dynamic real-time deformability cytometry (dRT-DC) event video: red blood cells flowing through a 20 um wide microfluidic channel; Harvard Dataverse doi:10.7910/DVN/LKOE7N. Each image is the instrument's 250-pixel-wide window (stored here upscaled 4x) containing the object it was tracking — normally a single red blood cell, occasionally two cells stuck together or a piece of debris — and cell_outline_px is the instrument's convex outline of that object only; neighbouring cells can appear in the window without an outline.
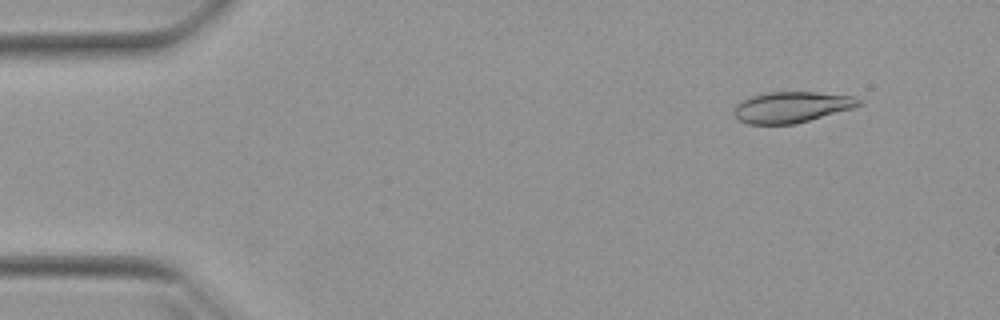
{"species": "Egyptian fruit bat (a non-hibernating species)", "species_latin": "Rousettus aegyptiacus", "temperature_condition": "warm", "stored_images_in_passage": 49, "camera_frame_rate_fps": 3000, "um_per_image_px": 0.085, "animal": {"sex": "female"}, "frame": {"image": 1, "passage_image": 5, "time_ms": 1.333, "image_size_px": [1000, 320], "cell_outline_px": [[864, 104], [856, 108], [796, 124], [748, 124], [740, 120], [736, 116], [736, 104], [752, 96], [768, 92], [816, 92], [856, 96], [864, 100]], "centroid_in_image_um": [67.43, 9.1], "position_along_channel_um": 17.6, "area_um2": 22.72}}
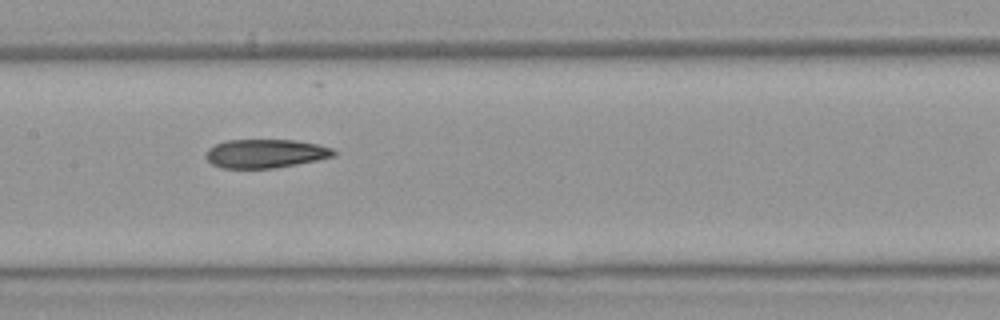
{"frame": {"image": 2, "passage_image": 25, "time_ms": 8.0, "image_size_px": [1000, 320], "cell_outline_px": [[336, 156], [276, 168], [220, 168], [212, 164], [204, 156], [208, 148], [224, 140], [296, 140], [316, 144], [332, 148], [336, 152]], "centroid_in_image_um": [22.54, 13.05], "position_along_channel_um": 184.9, "area_um2": 21.44}}
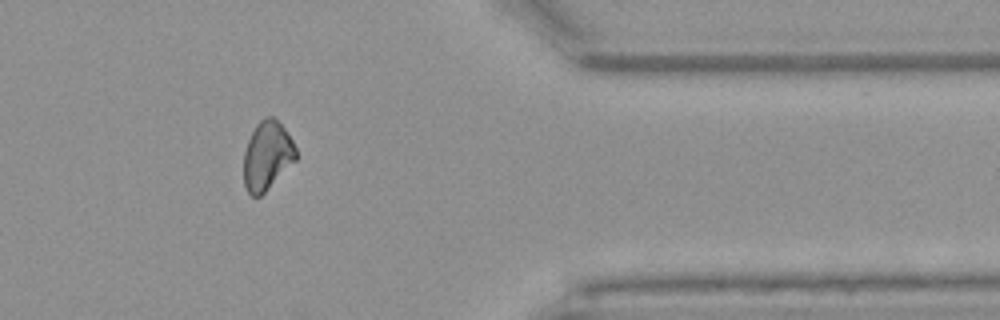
{"frame": {"image": 3, "passage_image": 42, "time_ms": 13.667, "image_size_px": [1000, 320], "cell_outline_px": [[296, 160], [260, 196], [252, 196], [248, 192], [244, 184], [244, 152], [248, 140], [256, 124], [260, 120], [268, 116], [272, 116], [284, 128], [292, 140], [296, 148]], "centroid_in_image_um": [22.7, 13.22], "position_along_channel_um": 388.7, "area_um2": 20.63}, "authors_computed_cell_mechanics": {"area_um2": 22.253, "velocity_mm_per_s": 3.9626, "shape_relaxation_time_tau1_ms": null, "shape_relaxation_time_tau2_ms": 8.0879, "deformation_change_tau1": null, "deformation_change_tau2": 0.1565}}